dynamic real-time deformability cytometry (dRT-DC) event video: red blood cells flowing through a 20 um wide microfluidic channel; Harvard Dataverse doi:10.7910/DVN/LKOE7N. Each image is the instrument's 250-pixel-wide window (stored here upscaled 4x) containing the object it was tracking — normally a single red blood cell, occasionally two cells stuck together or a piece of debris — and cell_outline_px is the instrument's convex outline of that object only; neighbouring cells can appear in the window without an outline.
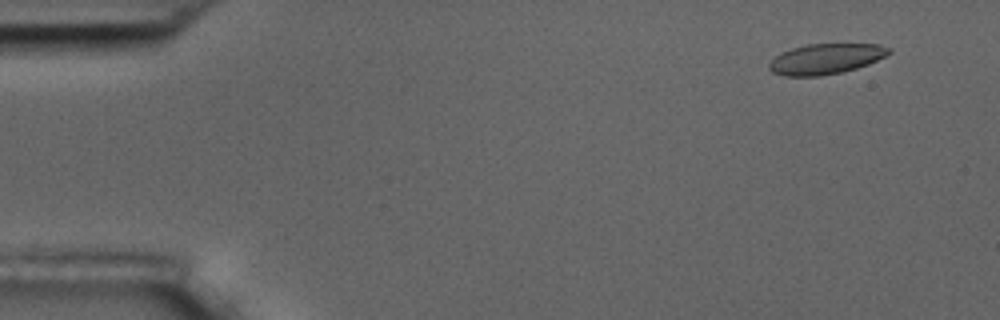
{"species": "common noctule bat (a hibernating species)", "species_latin": "Nyctalus noctula", "temperature_condition": "room temperature", "stored_images_in_passage": 57, "camera_frame_rate_fps": 3000, "um_per_image_px": 0.085, "animal": {"sex": "male", "body_mass_g": 17.5, "forearm_length_mm": 52.3}, "frame": {"image": 1, "passage_image": 5, "time_ms": 1.333, "image_size_px": [1000, 320], "cell_outline_px": [[892, 52], [868, 64], [856, 68], [840, 72], [820, 76], [784, 76], [772, 72], [768, 68], [768, 64], [780, 52], [792, 48], [808, 44], [876, 44], [892, 48]], "centroid_in_image_um": [70.16, 5.0], "position_along_channel_um": 14.8, "area_um2": 21.15}}
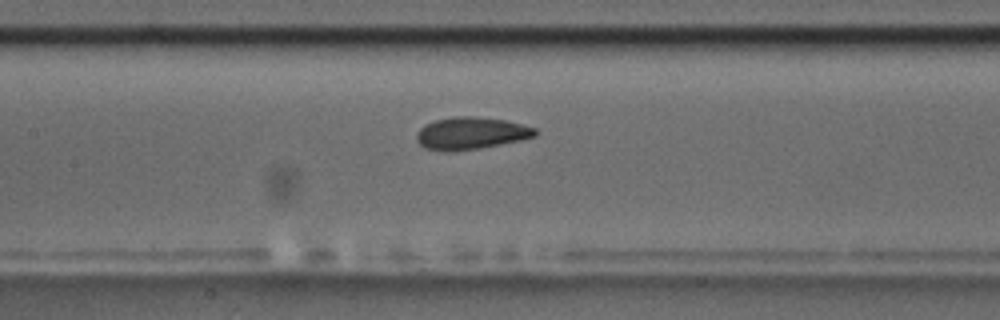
{"frame": {"image": 2, "passage_image": 27, "time_ms": 8.667, "image_size_px": [1000, 320], "cell_outline_px": [[540, 132], [536, 136], [520, 140], [480, 148], [452, 152], [444, 152], [424, 148], [416, 140], [416, 132], [424, 124], [436, 120], [452, 116], [476, 116], [504, 120], [536, 128]], "centroid_in_image_um": [40.0, 11.33], "position_along_channel_um": 167.4, "area_um2": 22.54}}
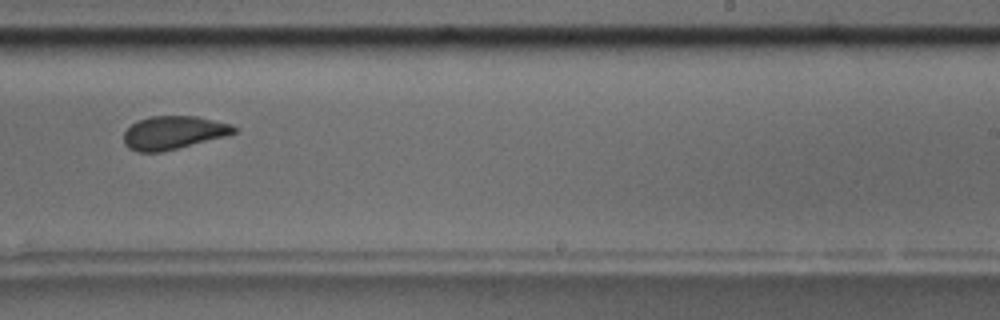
{"frame": {"image": 3, "passage_image": 36, "time_ms": 11.667, "image_size_px": [1000, 320], "cell_outline_px": [[236, 132], [224, 136], [160, 152], [136, 152], [128, 148], [124, 144], [124, 132], [132, 124], [148, 116], [196, 116], [232, 124], [236, 128]], "centroid_in_image_um": [14.7, 11.27], "position_along_channel_um": 274.3, "area_um2": 21.1}, "authors_computed_cell_mechanics": {"area_um2": 22.3108, "velocity_mm_per_s": 3.5798, "shape_relaxation_time_tau1_ms": 5.3268, "shape_relaxation_time_tau2_ms": 1.1992, "deformation_change_tau1": 0.1284, "deformation_change_tau2": 0.0852}}